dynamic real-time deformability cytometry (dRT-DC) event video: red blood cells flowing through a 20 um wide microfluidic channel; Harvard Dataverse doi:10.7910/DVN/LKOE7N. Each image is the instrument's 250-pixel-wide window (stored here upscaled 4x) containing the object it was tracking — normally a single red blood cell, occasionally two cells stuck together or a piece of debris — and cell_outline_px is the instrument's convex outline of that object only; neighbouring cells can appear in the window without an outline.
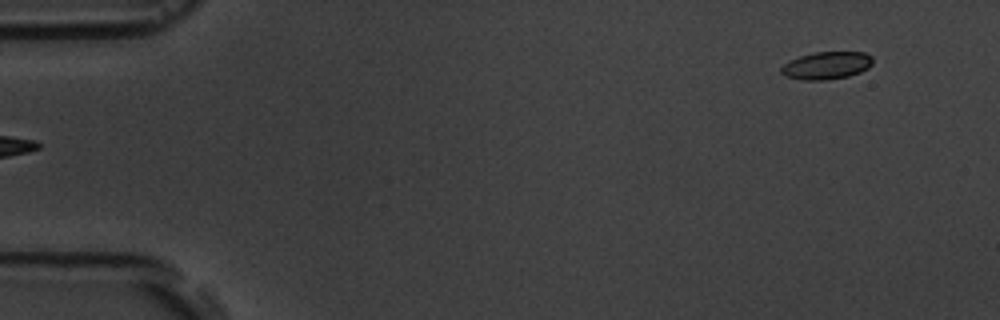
{"species": "common noctule bat (a hibernating species)", "species_latin": "Nyctalus noctula", "temperature_condition": "room temperature", "stored_images_in_passage": 6, "segment_of_instrument_passage": [2, 2], "camera_frame_rate_fps": 3000, "um_per_image_px": 0.085, "animal": {"sex": "male", "body_mass_g": 19.5, "forearm_length_mm": 54.6}, "frame": {"image": 1, "passage_image": 6, "time_ms": 5.667, "image_size_px": [1000, 320], "cell_outline_px": [[872, 64], [868, 68], [860, 72], [848, 76], [824, 80], [800, 80], [784, 76], [780, 72], [780, 68], [788, 60], [812, 52], [864, 52], [872, 56]], "centroid_in_image_um": [70.22, 5.56], "position_along_channel_um": 14.8, "area_um2": 14.85}}